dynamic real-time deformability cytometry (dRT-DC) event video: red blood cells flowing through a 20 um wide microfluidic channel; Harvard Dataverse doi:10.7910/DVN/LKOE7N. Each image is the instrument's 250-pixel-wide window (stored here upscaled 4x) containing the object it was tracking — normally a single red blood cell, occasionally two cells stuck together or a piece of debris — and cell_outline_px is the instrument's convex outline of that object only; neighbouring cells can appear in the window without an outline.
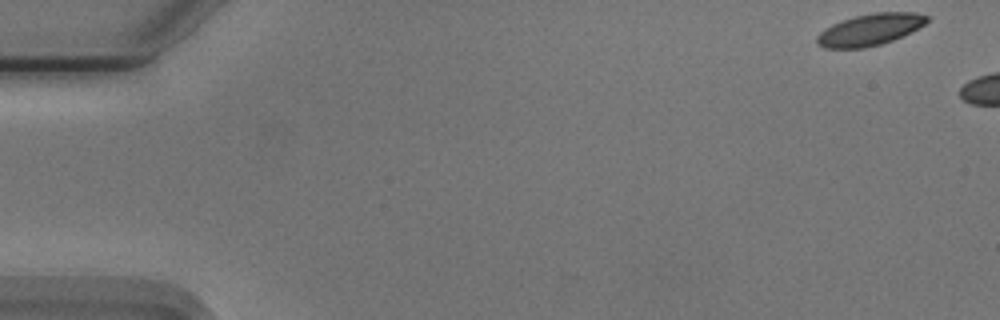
{"species": "Egyptian fruit bat (a non-hibernating species)", "species_latin": "Rousettus aegyptiacus", "temperature_condition": "cold", "stored_images_in_passage": 6, "camera_frame_rate_fps": 3000, "um_per_image_px": 0.085, "animal": {"sex": "male"}, "frame": {"image": 1, "passage_image": 1, "time_ms": 0.0, "image_size_px": [1000, 320], "cell_outline_px": [[932, 16], [924, 24], [892, 40], [880, 44], [864, 48], [824, 48], [816, 44], [816, 36], [824, 28], [832, 24], [856, 16], [876, 12], [916, 12]], "centroid_in_image_um": [73.92, 2.51], "position_along_channel_um": 11.1, "area_um2": 20.11}}